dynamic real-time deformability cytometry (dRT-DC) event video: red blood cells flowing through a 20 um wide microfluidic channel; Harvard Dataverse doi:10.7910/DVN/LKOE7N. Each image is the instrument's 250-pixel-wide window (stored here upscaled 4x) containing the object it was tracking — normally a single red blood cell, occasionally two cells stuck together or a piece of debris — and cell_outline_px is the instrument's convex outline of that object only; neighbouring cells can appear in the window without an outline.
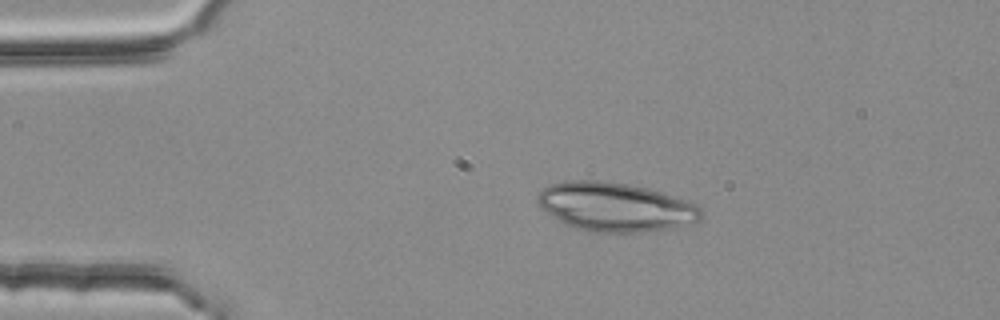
{"species": "common noctule bat (a hibernating species)", "species_latin": "Nyctalus noctula", "temperature_condition": "room temperature", "stored_images_in_passage": 2, "camera_frame_rate_fps": 3000, "um_per_image_px": 0.085, "animal": {"sex": "female", "body_mass_g": 25.1}, "frame": {"image": 1, "passage_image": 1, "time_ms": 0.0, "image_size_px": [1000, 320], "cell_outline_px": [[704, 212], [700, 220], [692, 224], [672, 228], [640, 232], [592, 232], [576, 228], [556, 220], [540, 208], [536, 204], [536, 200], [540, 192], [544, 188], [552, 184], [568, 180], [600, 180], [628, 184], [648, 188], [696, 204]], "centroid_in_image_um": [52.29, 17.59], "position_along_channel_um": 32.7, "area_um2": 46.76}}